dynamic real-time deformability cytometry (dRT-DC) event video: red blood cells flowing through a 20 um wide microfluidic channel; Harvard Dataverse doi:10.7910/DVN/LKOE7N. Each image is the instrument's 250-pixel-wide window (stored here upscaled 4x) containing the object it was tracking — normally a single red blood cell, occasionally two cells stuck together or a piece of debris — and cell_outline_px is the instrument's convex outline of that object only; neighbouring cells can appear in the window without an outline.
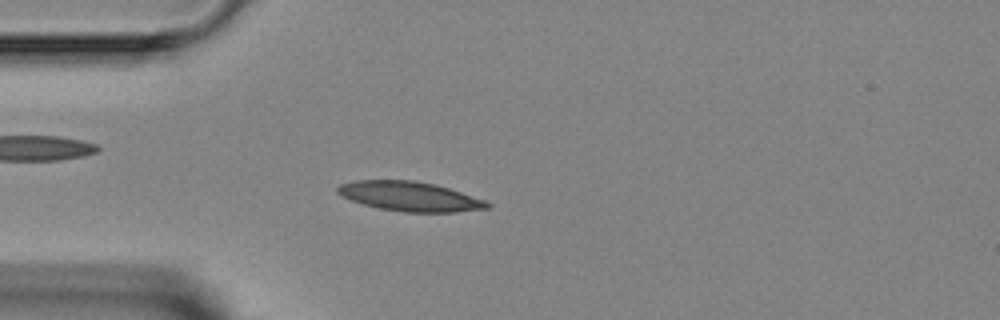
{"species": "Egyptian fruit bat (a non-hibernating species)", "species_latin": "Rousettus aegyptiacus", "temperature_condition": "room temperature", "stored_images_in_passage": 3, "camera_frame_rate_fps": 3000, "um_per_image_px": 0.085, "animal": {"sex": "female"}, "frame": {"image": 1, "passage_image": 3, "time_ms": 2.333, "image_size_px": [1000, 320], "cell_outline_px": [[492, 208], [456, 212], [404, 212], [380, 208], [364, 204], [352, 200], [336, 192], [336, 188], [340, 184], [356, 180], [416, 180], [436, 184], [484, 200], [492, 204]], "centroid_in_image_um": [34.86, 16.69], "position_along_channel_um": 50.1, "area_um2": 25.66}}